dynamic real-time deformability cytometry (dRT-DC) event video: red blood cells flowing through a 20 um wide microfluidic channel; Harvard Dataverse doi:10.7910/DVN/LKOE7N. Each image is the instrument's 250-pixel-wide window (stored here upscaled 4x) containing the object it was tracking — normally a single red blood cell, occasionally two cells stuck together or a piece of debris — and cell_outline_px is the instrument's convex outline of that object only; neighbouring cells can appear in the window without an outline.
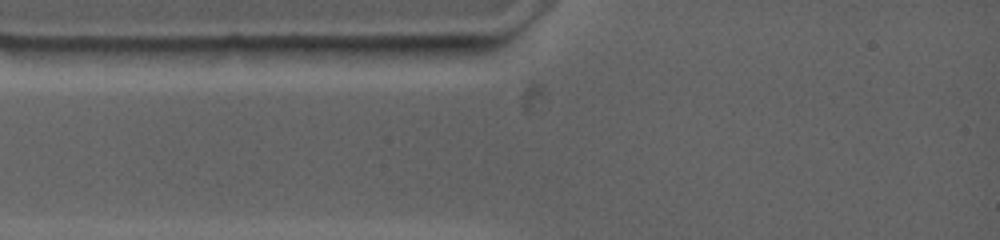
{"species": "common noctule bat (a hibernating species)", "species_latin": "Nyctalus noctula", "temperature_condition": "warm", "stored_images_in_passage": 2, "camera_frame_rate_fps": 4500, "um_per_image_px": 0.085, "animal": {"sex": "female", "body_mass_g": 19.0, "forearm_length_mm": 53.3}, "frame": {"image": 1, "passage_image": 1, "time_ms": 0.0, "image_size_px": [1000, 240], "cell_outline_px": [[260, 48], [252, 56], [208, 64], [120, 64], [104, 48], [224, 44], [236, 44]], "centroid_in_image_um": [15.41, 4.6], "position_along_channel_um": 69.6, "area_um2": 17.57}}